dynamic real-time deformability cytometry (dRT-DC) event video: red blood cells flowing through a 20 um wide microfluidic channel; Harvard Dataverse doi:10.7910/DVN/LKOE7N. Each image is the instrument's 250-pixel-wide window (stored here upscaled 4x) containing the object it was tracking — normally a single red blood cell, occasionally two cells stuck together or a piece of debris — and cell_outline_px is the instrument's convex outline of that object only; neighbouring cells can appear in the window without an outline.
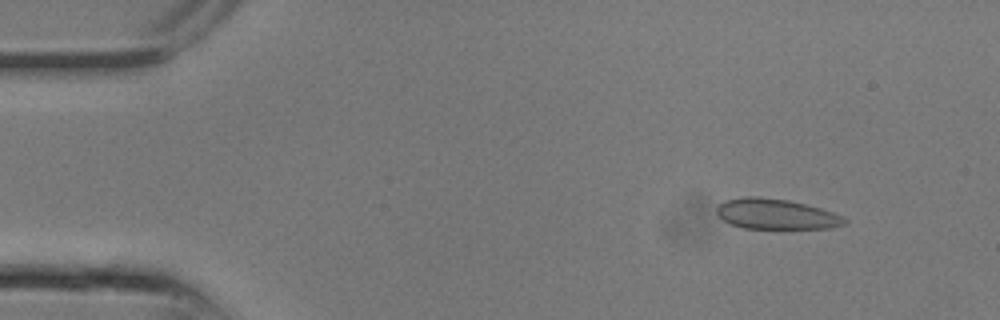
{"species": "common noctule bat (a hibernating species)", "species_latin": "Nyctalus noctula", "temperature_condition": "room temperature", "stored_images_in_passage": 9, "camera_frame_rate_fps": 3000, "um_per_image_px": 0.085, "animal": {"sex": "male", "body_mass_g": 13.3}, "frame": {"image": 1, "passage_image": 3, "time_ms": 0.667, "image_size_px": [1000, 320], "cell_outline_px": [[848, 224], [832, 228], [744, 228], [732, 224], [724, 220], [716, 212], [716, 208], [724, 200], [744, 196], [760, 196], [788, 200], [820, 208], [832, 212], [848, 220]], "centroid_in_image_um": [65.97, 18.19], "position_along_channel_um": 19.0, "area_um2": 22.54}}
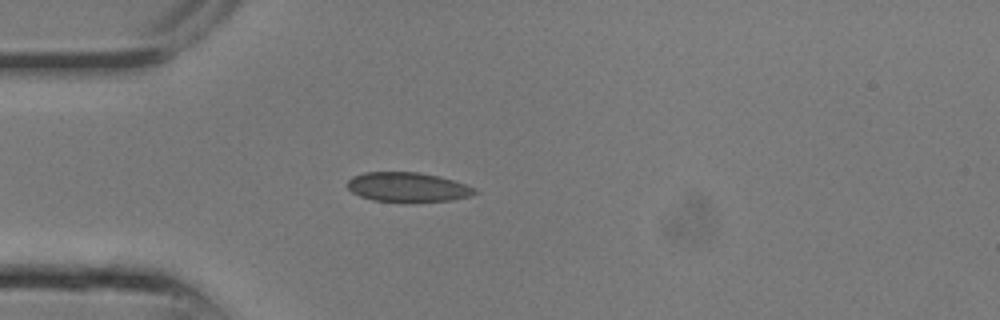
{"frame": {"image": 2, "passage_image": 7, "time_ms": 2.0, "image_size_px": [1000, 320], "cell_outline_px": [[480, 192], [468, 196], [452, 200], [372, 200], [360, 196], [352, 192], [348, 188], [348, 180], [352, 176], [364, 172], [416, 172], [440, 176], [476, 188]], "centroid_in_image_um": [34.64, 15.87], "position_along_channel_um": 50.4, "area_um2": 21.33}}
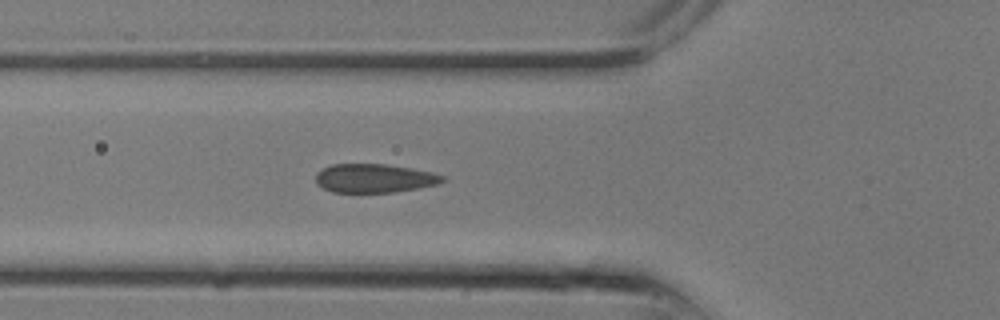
{"frame": {"image": 3, "passage_image": 9, "time_ms": 2.667, "image_size_px": [1000, 320], "cell_outline_px": [[448, 180], [436, 184], [420, 188], [392, 192], [332, 192], [316, 184], [316, 172], [332, 164], [388, 164], [412, 168], [432, 172], [444, 176]], "centroid_in_image_um": [31.84, 15.15], "position_along_channel_um": 94.0, "area_um2": 21.33}}